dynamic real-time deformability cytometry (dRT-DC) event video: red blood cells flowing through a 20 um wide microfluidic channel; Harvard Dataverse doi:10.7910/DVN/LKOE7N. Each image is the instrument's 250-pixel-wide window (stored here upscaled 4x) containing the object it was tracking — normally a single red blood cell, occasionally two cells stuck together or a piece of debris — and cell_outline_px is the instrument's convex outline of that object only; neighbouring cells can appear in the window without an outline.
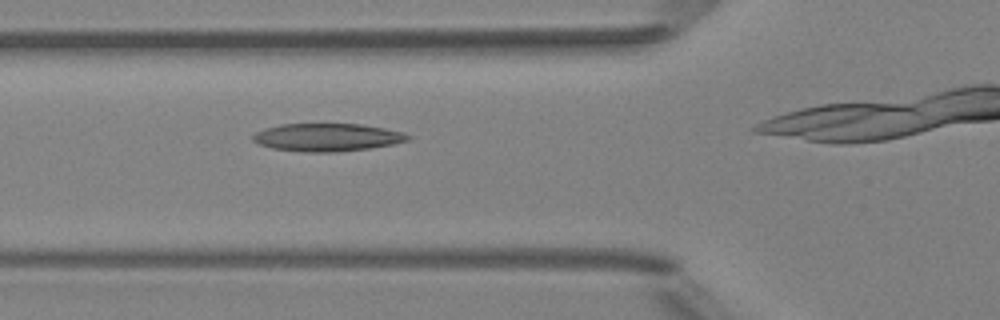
{"species": "Egyptian fruit bat (a non-hibernating species)", "species_latin": "Rousettus aegyptiacus", "temperature_condition": "room temperature", "stored_images_in_passage": 5, "camera_frame_rate_fps": 3000, "um_per_image_px": 0.085, "animal": {"sex": "female"}, "frame": {"image": 1, "passage_image": 4, "time_ms": 3.333, "image_size_px": [1000, 320], "cell_outline_px": [[412, 136], [408, 140], [392, 144], [368, 148], [336, 152], [304, 152], [272, 148], [260, 144], [252, 140], [252, 136], [256, 132], [264, 128], [280, 124], [360, 124], [384, 128], [404, 132]], "centroid_in_image_um": [27.8, 11.67], "position_along_channel_um": 98.0, "area_um2": 25.09}}